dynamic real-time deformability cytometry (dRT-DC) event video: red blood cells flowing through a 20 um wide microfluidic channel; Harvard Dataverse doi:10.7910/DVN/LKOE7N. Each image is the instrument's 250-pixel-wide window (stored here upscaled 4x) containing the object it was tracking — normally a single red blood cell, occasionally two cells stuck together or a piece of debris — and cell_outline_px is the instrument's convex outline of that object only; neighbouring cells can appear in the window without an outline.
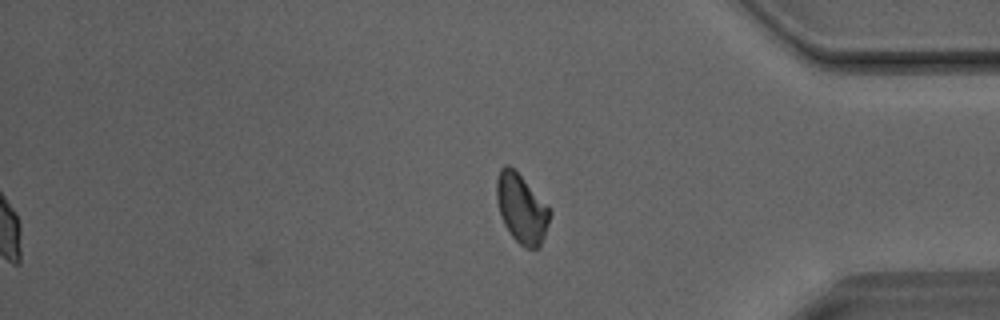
{"species": "Egyptian fruit bat (a non-hibernating species)", "species_latin": "Rousettus aegyptiacus", "temperature_condition": "room temperature", "stored_images_in_passage": 31, "camera_frame_rate_fps": 3000, "um_per_image_px": 0.085, "animal": {"sex": "male"}, "frame": {"image": 1, "passage_image": 31, "time_ms": 10.0, "image_size_px": [1000, 320], "cell_outline_px": [[552, 212], [540, 248], [524, 248], [512, 236], [504, 224], [500, 216], [496, 200], [496, 180], [500, 168], [504, 164], [508, 164], [520, 176]], "centroid_in_image_um": [44.3, 17.75], "position_along_channel_um": 390.9, "area_um2": 21.1}}